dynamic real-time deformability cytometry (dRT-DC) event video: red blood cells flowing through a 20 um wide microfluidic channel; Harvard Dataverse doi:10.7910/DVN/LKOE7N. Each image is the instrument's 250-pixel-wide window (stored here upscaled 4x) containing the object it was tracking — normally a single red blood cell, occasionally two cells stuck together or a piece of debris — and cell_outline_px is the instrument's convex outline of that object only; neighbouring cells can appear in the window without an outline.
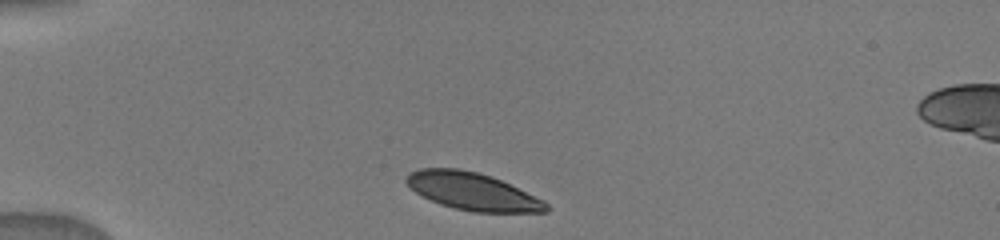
{"species": "human", "species_latin": "Homo sapiens", "temperature_condition": "warm", "stored_images_in_passage": 19, "camera_frame_rate_fps": 3000, "um_per_image_px": 0.085, "donor": {"sex": "male"}, "frame": {"image": 1, "passage_image": 1, "time_ms": 0.0, "image_size_px": [1000, 240], "cell_outline_px": [[552, 208], [548, 212], [472, 212], [440, 204], [416, 192], [404, 180], [412, 172], [420, 168], [460, 168], [480, 172], [492, 176], [544, 200]], "centroid_in_image_um": [40.22, 16.27], "position_along_channel_um": 44.8, "area_um2": 30.4}}
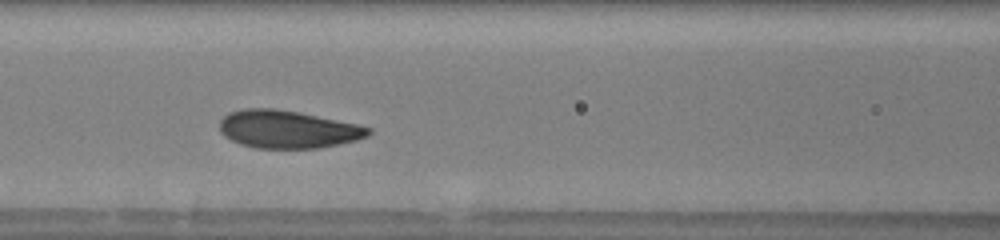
{"frame": {"image": 2, "passage_image": 6, "time_ms": 3.333, "image_size_px": [1000, 240], "cell_outline_px": [[372, 132], [368, 136], [356, 140], [320, 148], [256, 148], [240, 144], [224, 136], [220, 132], [220, 120], [228, 112], [244, 108], [272, 108], [300, 112], [356, 124], [372, 128]], "centroid_in_image_um": [24.44, 10.98], "position_along_channel_um": 142.2, "area_um2": 32.83}}
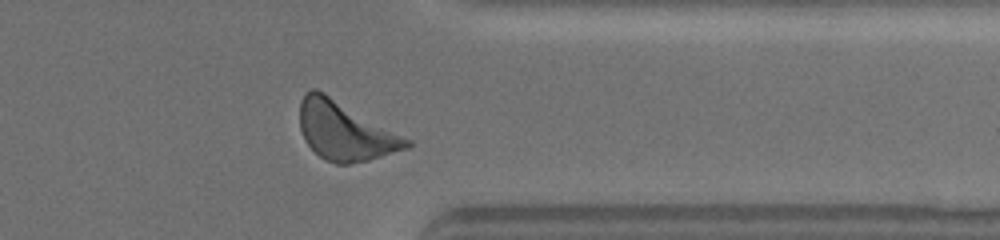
{"frame": {"image": 3, "passage_image": 16, "time_ms": 9.333, "image_size_px": [1000, 240], "cell_outline_px": [[412, 144], [408, 148], [368, 160], [348, 164], [336, 164], [320, 156], [304, 140], [300, 128], [300, 100], [304, 92], [312, 88], [316, 88], [324, 92], [412, 140]], "centroid_in_image_um": [29.32, 11.11], "position_along_channel_um": 382.1, "area_um2": 36.36}}